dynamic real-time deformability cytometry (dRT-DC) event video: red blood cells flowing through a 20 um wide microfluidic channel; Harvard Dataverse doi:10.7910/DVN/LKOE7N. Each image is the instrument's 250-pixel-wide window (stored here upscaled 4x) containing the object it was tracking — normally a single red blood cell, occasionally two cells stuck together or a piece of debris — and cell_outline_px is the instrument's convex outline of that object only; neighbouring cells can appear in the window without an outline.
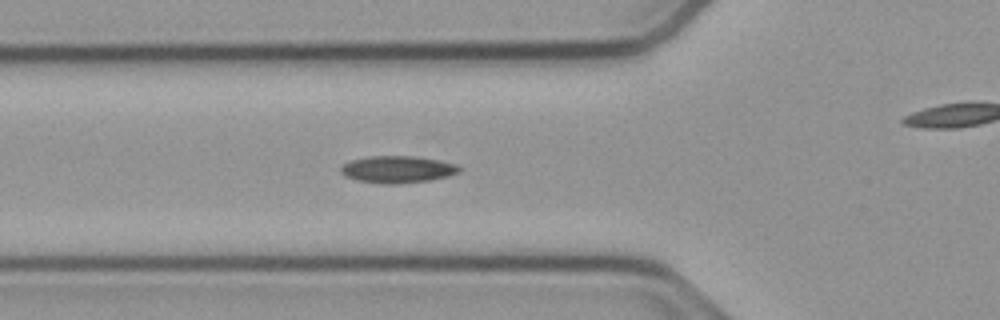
{"species": "common noctule bat (a hibernating species)", "species_latin": "Nyctalus noctula", "temperature_condition": "cold", "stored_images_in_passage": 13, "camera_frame_rate_fps": 3000, "um_per_image_px": 0.085, "animal": {"sex": "male", "body_mass_g": 23.1, "forearm_length_mm": 52.7}, "frame": {"image": 1, "passage_image": 10, "time_ms": 3.0, "image_size_px": [1000, 320], "cell_outline_px": [[460, 172], [448, 176], [428, 180], [396, 184], [380, 184], [356, 180], [344, 176], [340, 172], [340, 168], [344, 164], [352, 160], [368, 156], [412, 156], [436, 160], [456, 164], [460, 168]], "centroid_in_image_um": [33.74, 14.4], "position_along_channel_um": 92.1, "area_um2": 18.55}}